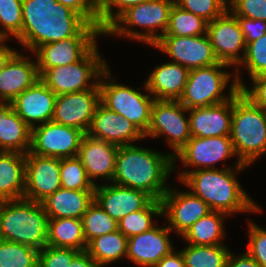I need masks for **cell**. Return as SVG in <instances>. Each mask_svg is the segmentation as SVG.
<instances>
[{
  "instance_id": "6da1fadb",
  "label": "cell",
  "mask_w": 266,
  "mask_h": 267,
  "mask_svg": "<svg viewBox=\"0 0 266 267\" xmlns=\"http://www.w3.org/2000/svg\"><path fill=\"white\" fill-rule=\"evenodd\" d=\"M22 16V31L16 39L31 51L69 37L103 34L100 26L89 24L57 0H23Z\"/></svg>"
},
{
  "instance_id": "7a4b0ae2",
  "label": "cell",
  "mask_w": 266,
  "mask_h": 267,
  "mask_svg": "<svg viewBox=\"0 0 266 267\" xmlns=\"http://www.w3.org/2000/svg\"><path fill=\"white\" fill-rule=\"evenodd\" d=\"M173 165V154L162 155L135 145L119 146L111 182L142 190L161 201L169 189L164 184Z\"/></svg>"
},
{
  "instance_id": "3957f363",
  "label": "cell",
  "mask_w": 266,
  "mask_h": 267,
  "mask_svg": "<svg viewBox=\"0 0 266 267\" xmlns=\"http://www.w3.org/2000/svg\"><path fill=\"white\" fill-rule=\"evenodd\" d=\"M247 165L237 162L235 171L224 169H196L183 171L179 179L199 196L211 211L230 215L243 211H260V207L243 191L235 175ZM236 173V174H235Z\"/></svg>"
},
{
  "instance_id": "277c9868",
  "label": "cell",
  "mask_w": 266,
  "mask_h": 267,
  "mask_svg": "<svg viewBox=\"0 0 266 267\" xmlns=\"http://www.w3.org/2000/svg\"><path fill=\"white\" fill-rule=\"evenodd\" d=\"M48 216L42 202L25 198L0 201V239L42 250L47 242Z\"/></svg>"
},
{
  "instance_id": "5b68a950",
  "label": "cell",
  "mask_w": 266,
  "mask_h": 267,
  "mask_svg": "<svg viewBox=\"0 0 266 267\" xmlns=\"http://www.w3.org/2000/svg\"><path fill=\"white\" fill-rule=\"evenodd\" d=\"M229 136L242 164L248 166L266 152V110L254 105L240 90L233 95Z\"/></svg>"
},
{
  "instance_id": "8992f818",
  "label": "cell",
  "mask_w": 266,
  "mask_h": 267,
  "mask_svg": "<svg viewBox=\"0 0 266 267\" xmlns=\"http://www.w3.org/2000/svg\"><path fill=\"white\" fill-rule=\"evenodd\" d=\"M175 0H147L125 10L104 32L103 34H118L143 41L154 45L166 32L169 24V15ZM127 24L123 27L122 24ZM130 25V26H129ZM133 26H144L147 33L130 30ZM161 30V34H156V29Z\"/></svg>"
},
{
  "instance_id": "52a82bcc",
  "label": "cell",
  "mask_w": 266,
  "mask_h": 267,
  "mask_svg": "<svg viewBox=\"0 0 266 267\" xmlns=\"http://www.w3.org/2000/svg\"><path fill=\"white\" fill-rule=\"evenodd\" d=\"M107 67L95 45L81 60L70 65L50 68L39 79L56 95L80 92L93 89L98 84L97 81L91 85L88 84L92 77L95 78L94 80L108 77L111 81V74Z\"/></svg>"
},
{
  "instance_id": "ba28073f",
  "label": "cell",
  "mask_w": 266,
  "mask_h": 267,
  "mask_svg": "<svg viewBox=\"0 0 266 267\" xmlns=\"http://www.w3.org/2000/svg\"><path fill=\"white\" fill-rule=\"evenodd\" d=\"M229 65L217 63L215 65L193 69L189 71L187 83L179 102L187 109L194 107H209L224 103L239 91L237 81L231 84L229 96L222 95L230 79L227 72L221 71Z\"/></svg>"
},
{
  "instance_id": "9c48e42d",
  "label": "cell",
  "mask_w": 266,
  "mask_h": 267,
  "mask_svg": "<svg viewBox=\"0 0 266 267\" xmlns=\"http://www.w3.org/2000/svg\"><path fill=\"white\" fill-rule=\"evenodd\" d=\"M100 102L109 110L124 116L144 135L151 123V109L155 98L118 83L98 81Z\"/></svg>"
},
{
  "instance_id": "30bf717a",
  "label": "cell",
  "mask_w": 266,
  "mask_h": 267,
  "mask_svg": "<svg viewBox=\"0 0 266 267\" xmlns=\"http://www.w3.org/2000/svg\"><path fill=\"white\" fill-rule=\"evenodd\" d=\"M186 111L188 109L179 101L155 100L151 109V123L144 136L156 138L161 134L167 135L175 156L192 137L189 118L184 116Z\"/></svg>"
},
{
  "instance_id": "8fae6325",
  "label": "cell",
  "mask_w": 266,
  "mask_h": 267,
  "mask_svg": "<svg viewBox=\"0 0 266 267\" xmlns=\"http://www.w3.org/2000/svg\"><path fill=\"white\" fill-rule=\"evenodd\" d=\"M84 133L53 121L31 129L30 153L45 157L68 158L78 154Z\"/></svg>"
},
{
  "instance_id": "7c38bea8",
  "label": "cell",
  "mask_w": 266,
  "mask_h": 267,
  "mask_svg": "<svg viewBox=\"0 0 266 267\" xmlns=\"http://www.w3.org/2000/svg\"><path fill=\"white\" fill-rule=\"evenodd\" d=\"M153 46L189 71L219 63L208 35L162 36Z\"/></svg>"
},
{
  "instance_id": "4fadbf2b",
  "label": "cell",
  "mask_w": 266,
  "mask_h": 267,
  "mask_svg": "<svg viewBox=\"0 0 266 267\" xmlns=\"http://www.w3.org/2000/svg\"><path fill=\"white\" fill-rule=\"evenodd\" d=\"M100 103V87L56 96L52 120L87 133L97 105Z\"/></svg>"
},
{
  "instance_id": "5bb4252c",
  "label": "cell",
  "mask_w": 266,
  "mask_h": 267,
  "mask_svg": "<svg viewBox=\"0 0 266 267\" xmlns=\"http://www.w3.org/2000/svg\"><path fill=\"white\" fill-rule=\"evenodd\" d=\"M228 13L227 9L221 16L208 22L207 35L218 61L236 66L244 59L246 42L237 17ZM240 49H243V57L238 54Z\"/></svg>"
},
{
  "instance_id": "9a60e30c",
  "label": "cell",
  "mask_w": 266,
  "mask_h": 267,
  "mask_svg": "<svg viewBox=\"0 0 266 267\" xmlns=\"http://www.w3.org/2000/svg\"><path fill=\"white\" fill-rule=\"evenodd\" d=\"M61 158L26 154V178L23 198L35 202L44 201L61 188Z\"/></svg>"
},
{
  "instance_id": "2e32d148",
  "label": "cell",
  "mask_w": 266,
  "mask_h": 267,
  "mask_svg": "<svg viewBox=\"0 0 266 267\" xmlns=\"http://www.w3.org/2000/svg\"><path fill=\"white\" fill-rule=\"evenodd\" d=\"M86 135L117 146L133 145L129 142L145 137L144 134L124 116L109 110L101 102L96 107Z\"/></svg>"
},
{
  "instance_id": "e0dca14e",
  "label": "cell",
  "mask_w": 266,
  "mask_h": 267,
  "mask_svg": "<svg viewBox=\"0 0 266 267\" xmlns=\"http://www.w3.org/2000/svg\"><path fill=\"white\" fill-rule=\"evenodd\" d=\"M162 214L167 216L171 230L180 235L185 232L200 218L206 216L211 210L209 206L192 192H175L173 189L163 195Z\"/></svg>"
},
{
  "instance_id": "ac0fdd59",
  "label": "cell",
  "mask_w": 266,
  "mask_h": 267,
  "mask_svg": "<svg viewBox=\"0 0 266 267\" xmlns=\"http://www.w3.org/2000/svg\"><path fill=\"white\" fill-rule=\"evenodd\" d=\"M97 36H74L43 44L34 52L37 55L39 77L48 69L70 65L81 60L95 45Z\"/></svg>"
},
{
  "instance_id": "d6986e66",
  "label": "cell",
  "mask_w": 266,
  "mask_h": 267,
  "mask_svg": "<svg viewBox=\"0 0 266 267\" xmlns=\"http://www.w3.org/2000/svg\"><path fill=\"white\" fill-rule=\"evenodd\" d=\"M236 155L230 136L191 137L190 140L173 156L186 166L213 169V165L221 160ZM204 167V168H202Z\"/></svg>"
},
{
  "instance_id": "ffe728a7",
  "label": "cell",
  "mask_w": 266,
  "mask_h": 267,
  "mask_svg": "<svg viewBox=\"0 0 266 267\" xmlns=\"http://www.w3.org/2000/svg\"><path fill=\"white\" fill-rule=\"evenodd\" d=\"M56 96L50 88L38 79L11 103L18 116L32 129L35 127L34 122L41 125L52 120Z\"/></svg>"
},
{
  "instance_id": "44dd1931",
  "label": "cell",
  "mask_w": 266,
  "mask_h": 267,
  "mask_svg": "<svg viewBox=\"0 0 266 267\" xmlns=\"http://www.w3.org/2000/svg\"><path fill=\"white\" fill-rule=\"evenodd\" d=\"M152 199L142 190L115 183L95 186V201L117 222L126 215L143 209Z\"/></svg>"
},
{
  "instance_id": "7402d4cb",
  "label": "cell",
  "mask_w": 266,
  "mask_h": 267,
  "mask_svg": "<svg viewBox=\"0 0 266 267\" xmlns=\"http://www.w3.org/2000/svg\"><path fill=\"white\" fill-rule=\"evenodd\" d=\"M170 231L172 230L168 226H154L146 232L128 238V259L143 267H153L174 251L168 236Z\"/></svg>"
},
{
  "instance_id": "603a6c76",
  "label": "cell",
  "mask_w": 266,
  "mask_h": 267,
  "mask_svg": "<svg viewBox=\"0 0 266 267\" xmlns=\"http://www.w3.org/2000/svg\"><path fill=\"white\" fill-rule=\"evenodd\" d=\"M232 110L233 96L218 105L188 109L191 136L200 138L229 136Z\"/></svg>"
},
{
  "instance_id": "cb8c5ba5",
  "label": "cell",
  "mask_w": 266,
  "mask_h": 267,
  "mask_svg": "<svg viewBox=\"0 0 266 267\" xmlns=\"http://www.w3.org/2000/svg\"><path fill=\"white\" fill-rule=\"evenodd\" d=\"M119 146L84 135L77 157L82 162L89 180L103 177L112 180L115 172L116 156Z\"/></svg>"
},
{
  "instance_id": "d4e9b609",
  "label": "cell",
  "mask_w": 266,
  "mask_h": 267,
  "mask_svg": "<svg viewBox=\"0 0 266 267\" xmlns=\"http://www.w3.org/2000/svg\"><path fill=\"white\" fill-rule=\"evenodd\" d=\"M26 58L17 52L1 70L0 102L11 103L39 79L37 63Z\"/></svg>"
},
{
  "instance_id": "484cf974",
  "label": "cell",
  "mask_w": 266,
  "mask_h": 267,
  "mask_svg": "<svg viewBox=\"0 0 266 267\" xmlns=\"http://www.w3.org/2000/svg\"><path fill=\"white\" fill-rule=\"evenodd\" d=\"M189 70L173 61L156 66L145 83L155 100L179 101L187 83Z\"/></svg>"
},
{
  "instance_id": "4316f807",
  "label": "cell",
  "mask_w": 266,
  "mask_h": 267,
  "mask_svg": "<svg viewBox=\"0 0 266 267\" xmlns=\"http://www.w3.org/2000/svg\"><path fill=\"white\" fill-rule=\"evenodd\" d=\"M31 128L18 116L12 103L0 102V151L27 154Z\"/></svg>"
},
{
  "instance_id": "83f0119b",
  "label": "cell",
  "mask_w": 266,
  "mask_h": 267,
  "mask_svg": "<svg viewBox=\"0 0 266 267\" xmlns=\"http://www.w3.org/2000/svg\"><path fill=\"white\" fill-rule=\"evenodd\" d=\"M94 200L95 191L69 190L61 187L42 201V204L48 218L81 219Z\"/></svg>"
},
{
  "instance_id": "f1b7e54d",
  "label": "cell",
  "mask_w": 266,
  "mask_h": 267,
  "mask_svg": "<svg viewBox=\"0 0 266 267\" xmlns=\"http://www.w3.org/2000/svg\"><path fill=\"white\" fill-rule=\"evenodd\" d=\"M25 178L26 155L0 151V201L23 198Z\"/></svg>"
},
{
  "instance_id": "f546056e",
  "label": "cell",
  "mask_w": 266,
  "mask_h": 267,
  "mask_svg": "<svg viewBox=\"0 0 266 267\" xmlns=\"http://www.w3.org/2000/svg\"><path fill=\"white\" fill-rule=\"evenodd\" d=\"M48 246L86 251L82 220L75 218H48Z\"/></svg>"
},
{
  "instance_id": "4dcf8cb0",
  "label": "cell",
  "mask_w": 266,
  "mask_h": 267,
  "mask_svg": "<svg viewBox=\"0 0 266 267\" xmlns=\"http://www.w3.org/2000/svg\"><path fill=\"white\" fill-rule=\"evenodd\" d=\"M128 238L119 230L92 239L86 247V252L100 267L127 257Z\"/></svg>"
},
{
  "instance_id": "1f68e13d",
  "label": "cell",
  "mask_w": 266,
  "mask_h": 267,
  "mask_svg": "<svg viewBox=\"0 0 266 267\" xmlns=\"http://www.w3.org/2000/svg\"><path fill=\"white\" fill-rule=\"evenodd\" d=\"M226 215L220 211H210L195 222L182 237L191 245H222L219 241L225 236L222 217Z\"/></svg>"
},
{
  "instance_id": "d6a6232c",
  "label": "cell",
  "mask_w": 266,
  "mask_h": 267,
  "mask_svg": "<svg viewBox=\"0 0 266 267\" xmlns=\"http://www.w3.org/2000/svg\"><path fill=\"white\" fill-rule=\"evenodd\" d=\"M207 25L203 17L185 11L175 3L170 10L169 24L163 36H198L207 34Z\"/></svg>"
},
{
  "instance_id": "836d02e7",
  "label": "cell",
  "mask_w": 266,
  "mask_h": 267,
  "mask_svg": "<svg viewBox=\"0 0 266 267\" xmlns=\"http://www.w3.org/2000/svg\"><path fill=\"white\" fill-rule=\"evenodd\" d=\"M224 245H191L181 253L186 267H226L230 251Z\"/></svg>"
},
{
  "instance_id": "e575fe53",
  "label": "cell",
  "mask_w": 266,
  "mask_h": 267,
  "mask_svg": "<svg viewBox=\"0 0 266 267\" xmlns=\"http://www.w3.org/2000/svg\"><path fill=\"white\" fill-rule=\"evenodd\" d=\"M162 214V202L152 199L143 209L132 212L118 221V230L127 238L150 230L155 225L152 223V215Z\"/></svg>"
},
{
  "instance_id": "d590c367",
  "label": "cell",
  "mask_w": 266,
  "mask_h": 267,
  "mask_svg": "<svg viewBox=\"0 0 266 267\" xmlns=\"http://www.w3.org/2000/svg\"><path fill=\"white\" fill-rule=\"evenodd\" d=\"M83 235L88 244L92 239L118 230L114 220L95 200L81 218Z\"/></svg>"
},
{
  "instance_id": "8d00e7d4",
  "label": "cell",
  "mask_w": 266,
  "mask_h": 267,
  "mask_svg": "<svg viewBox=\"0 0 266 267\" xmlns=\"http://www.w3.org/2000/svg\"><path fill=\"white\" fill-rule=\"evenodd\" d=\"M39 250L0 239V267H38Z\"/></svg>"
},
{
  "instance_id": "74e56055",
  "label": "cell",
  "mask_w": 266,
  "mask_h": 267,
  "mask_svg": "<svg viewBox=\"0 0 266 267\" xmlns=\"http://www.w3.org/2000/svg\"><path fill=\"white\" fill-rule=\"evenodd\" d=\"M60 181L61 187L65 189L95 191V185L89 180L86 170L77 156L61 158Z\"/></svg>"
},
{
  "instance_id": "f35d334b",
  "label": "cell",
  "mask_w": 266,
  "mask_h": 267,
  "mask_svg": "<svg viewBox=\"0 0 266 267\" xmlns=\"http://www.w3.org/2000/svg\"><path fill=\"white\" fill-rule=\"evenodd\" d=\"M23 0H0V24L5 31H0V39L6 40L8 34L17 38L23 25L22 16Z\"/></svg>"
},
{
  "instance_id": "ab89813d",
  "label": "cell",
  "mask_w": 266,
  "mask_h": 267,
  "mask_svg": "<svg viewBox=\"0 0 266 267\" xmlns=\"http://www.w3.org/2000/svg\"><path fill=\"white\" fill-rule=\"evenodd\" d=\"M175 4L208 22L221 16L229 7L226 0H175Z\"/></svg>"
},
{
  "instance_id": "60d3db41",
  "label": "cell",
  "mask_w": 266,
  "mask_h": 267,
  "mask_svg": "<svg viewBox=\"0 0 266 267\" xmlns=\"http://www.w3.org/2000/svg\"><path fill=\"white\" fill-rule=\"evenodd\" d=\"M241 64L247 66L250 78L266 73V33L246 45Z\"/></svg>"
},
{
  "instance_id": "b9f144b4",
  "label": "cell",
  "mask_w": 266,
  "mask_h": 267,
  "mask_svg": "<svg viewBox=\"0 0 266 267\" xmlns=\"http://www.w3.org/2000/svg\"><path fill=\"white\" fill-rule=\"evenodd\" d=\"M146 1L147 0H97L100 28L104 32L125 10ZM113 6L117 7V13L115 15L112 13Z\"/></svg>"
},
{
  "instance_id": "7bdbcfd3",
  "label": "cell",
  "mask_w": 266,
  "mask_h": 267,
  "mask_svg": "<svg viewBox=\"0 0 266 267\" xmlns=\"http://www.w3.org/2000/svg\"><path fill=\"white\" fill-rule=\"evenodd\" d=\"M79 250L47 246L39 251L38 267H67Z\"/></svg>"
},
{
  "instance_id": "ee69618b",
  "label": "cell",
  "mask_w": 266,
  "mask_h": 267,
  "mask_svg": "<svg viewBox=\"0 0 266 267\" xmlns=\"http://www.w3.org/2000/svg\"><path fill=\"white\" fill-rule=\"evenodd\" d=\"M230 5L236 17L266 21V0H231Z\"/></svg>"
},
{
  "instance_id": "f6af8a7d",
  "label": "cell",
  "mask_w": 266,
  "mask_h": 267,
  "mask_svg": "<svg viewBox=\"0 0 266 267\" xmlns=\"http://www.w3.org/2000/svg\"><path fill=\"white\" fill-rule=\"evenodd\" d=\"M250 243L247 253L261 266L266 267V230L249 223Z\"/></svg>"
},
{
  "instance_id": "bcb514c9",
  "label": "cell",
  "mask_w": 266,
  "mask_h": 267,
  "mask_svg": "<svg viewBox=\"0 0 266 267\" xmlns=\"http://www.w3.org/2000/svg\"><path fill=\"white\" fill-rule=\"evenodd\" d=\"M241 93L247 97L254 105L266 110V73L251 78L254 83L253 89L247 87L240 80L239 74L235 77Z\"/></svg>"
},
{
  "instance_id": "7dc6e473",
  "label": "cell",
  "mask_w": 266,
  "mask_h": 267,
  "mask_svg": "<svg viewBox=\"0 0 266 267\" xmlns=\"http://www.w3.org/2000/svg\"><path fill=\"white\" fill-rule=\"evenodd\" d=\"M80 14L89 24L99 26L97 0H57Z\"/></svg>"
},
{
  "instance_id": "c3c4849f",
  "label": "cell",
  "mask_w": 266,
  "mask_h": 267,
  "mask_svg": "<svg viewBox=\"0 0 266 267\" xmlns=\"http://www.w3.org/2000/svg\"><path fill=\"white\" fill-rule=\"evenodd\" d=\"M246 45L266 33V21L247 17H237Z\"/></svg>"
},
{
  "instance_id": "681fc988",
  "label": "cell",
  "mask_w": 266,
  "mask_h": 267,
  "mask_svg": "<svg viewBox=\"0 0 266 267\" xmlns=\"http://www.w3.org/2000/svg\"><path fill=\"white\" fill-rule=\"evenodd\" d=\"M226 267H261L247 252L235 257L231 252L228 255Z\"/></svg>"
},
{
  "instance_id": "f907efd6",
  "label": "cell",
  "mask_w": 266,
  "mask_h": 267,
  "mask_svg": "<svg viewBox=\"0 0 266 267\" xmlns=\"http://www.w3.org/2000/svg\"><path fill=\"white\" fill-rule=\"evenodd\" d=\"M153 267H186L184 257L181 251L174 253L173 251L164 256L156 265Z\"/></svg>"
},
{
  "instance_id": "816d5d0a",
  "label": "cell",
  "mask_w": 266,
  "mask_h": 267,
  "mask_svg": "<svg viewBox=\"0 0 266 267\" xmlns=\"http://www.w3.org/2000/svg\"><path fill=\"white\" fill-rule=\"evenodd\" d=\"M67 267H100V266L86 251H80L73 258L72 262L68 263Z\"/></svg>"
},
{
  "instance_id": "f5cc1de1",
  "label": "cell",
  "mask_w": 266,
  "mask_h": 267,
  "mask_svg": "<svg viewBox=\"0 0 266 267\" xmlns=\"http://www.w3.org/2000/svg\"><path fill=\"white\" fill-rule=\"evenodd\" d=\"M3 41L4 39H0V72L7 65L9 60L17 53L15 50L13 51L11 48L3 44Z\"/></svg>"
}]
</instances>
